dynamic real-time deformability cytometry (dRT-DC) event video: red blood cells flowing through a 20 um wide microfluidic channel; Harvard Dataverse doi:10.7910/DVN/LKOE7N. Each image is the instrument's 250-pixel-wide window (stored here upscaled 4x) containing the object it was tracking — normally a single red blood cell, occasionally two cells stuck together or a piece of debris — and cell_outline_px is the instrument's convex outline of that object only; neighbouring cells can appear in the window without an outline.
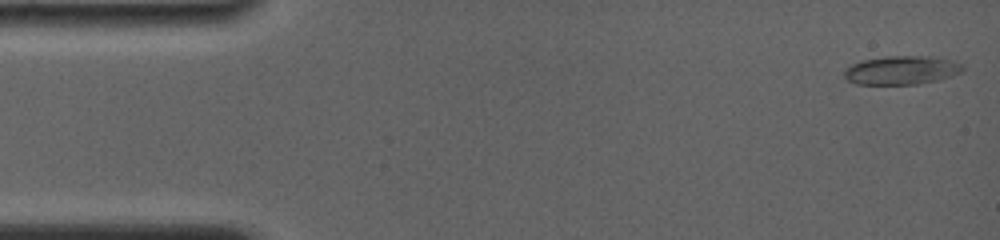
{"species": "common noctule bat (a hibernating species)", "species_latin": "Nyctalus noctula", "temperature_condition": "room temperature", "stored_images_in_passage": 9, "camera_frame_rate_fps": 4000, "um_per_image_px": 0.085, "animal": {"sex": "female", "body_mass_g": 19.0, "forearm_length_mm": 56.7}, "frame": {"image": 1, "passage_image": 1, "time_ms": 0.0, "image_size_px": [1000, 240], "cell_outline_px": [[964, 68], [960, 72], [936, 80], [916, 84], [856, 84], [848, 80], [844, 76], [844, 68], [860, 60], [888, 56], [928, 56], [952, 60], [964, 64]], "centroid_in_image_um": [76.59, 5.95], "position_along_channel_um": 8.4, "area_um2": 19.71}}
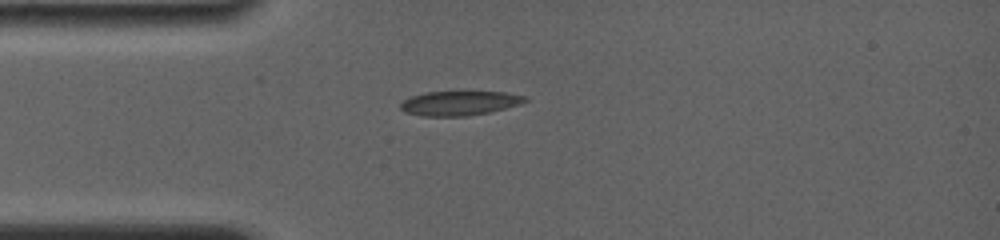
{"frame": {"image": 2, "passage_image": 7, "time_ms": 3.75, "image_size_px": [1000, 240], "cell_outline_px": [[528, 100], [520, 104], [488, 112], [464, 116], [420, 116], [404, 112], [400, 108], [400, 104], [404, 100], [412, 96], [424, 92], [504, 92], [524, 96]], "centroid_in_image_um": [39.0, 8.77], "position_along_channel_um": 46.0, "area_um2": 17.51}}
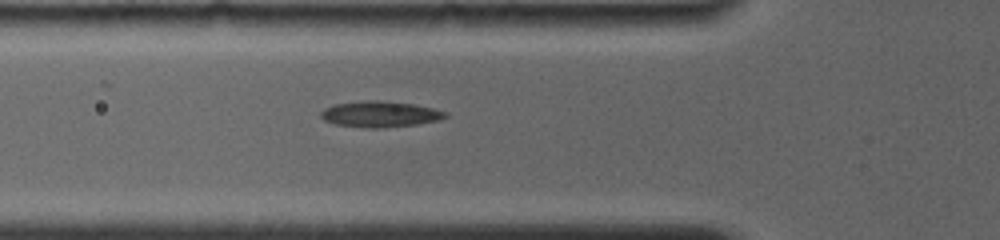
{"frame": {"image": 3, "passage_image": 9, "time_ms": 5.25, "image_size_px": [1000, 240], "cell_outline_px": [[448, 116], [440, 120], [416, 124], [384, 128], [364, 128], [336, 124], [324, 120], [320, 116], [320, 112], [324, 108], [332, 104], [368, 100], [380, 100], [412, 104], [432, 108], [448, 112]], "centroid_in_image_um": [32.29, 9.7], "position_along_channel_um": 93.5, "area_um2": 18.96}}